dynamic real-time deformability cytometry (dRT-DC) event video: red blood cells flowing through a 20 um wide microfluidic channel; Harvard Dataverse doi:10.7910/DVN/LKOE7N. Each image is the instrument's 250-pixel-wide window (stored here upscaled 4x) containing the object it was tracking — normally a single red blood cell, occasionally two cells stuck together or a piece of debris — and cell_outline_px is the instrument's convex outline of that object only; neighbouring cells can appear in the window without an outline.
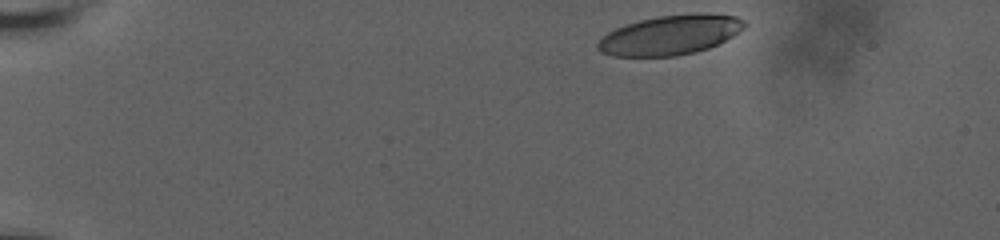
{"species": "human", "species_latin": "Homo sapiens", "temperature_condition": "room temperature", "stored_images_in_passage": 27, "camera_frame_rate_fps": 3000, "um_per_image_px": 0.085, "donor": {"sex": "male"}, "frame": {"image": 1, "passage_image": 1, "time_ms": 0.0, "image_size_px": [1000, 240], "cell_outline_px": [[748, 24], [744, 28], [732, 36], [708, 48], [696, 52], [676, 56], [612, 56], [600, 52], [596, 48], [596, 44], [608, 32], [616, 28], [640, 20], [660, 16], [736, 16], [744, 20]], "centroid_in_image_um": [56.9, 3.03], "position_along_channel_um": 28.1, "area_um2": 32.71}}
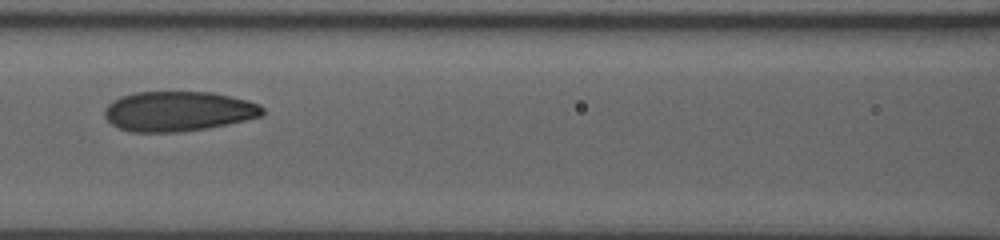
{"frame": {"image": 2, "passage_image": 15, "time_ms": 6.333, "image_size_px": [1000, 240], "cell_outline_px": [[264, 112], [260, 116], [228, 124], [208, 128], [180, 132], [132, 132], [120, 128], [112, 124], [104, 116], [104, 112], [108, 104], [120, 96], [136, 92], [212, 92], [248, 100], [260, 104], [264, 108]], "centroid_in_image_um": [15.16, 9.46], "position_along_channel_um": 151.4, "area_um2": 36.76}}
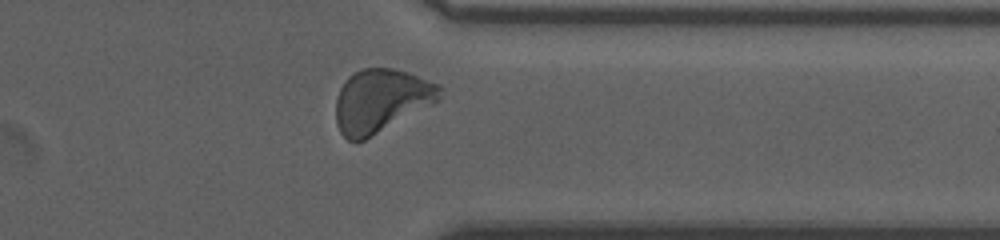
{"frame": {"image": 3, "passage_image": 26, "time_ms": 12.667, "image_size_px": [1000, 240], "cell_outline_px": [[444, 88], [440, 100], [364, 140], [348, 140], [340, 132], [336, 124], [336, 100], [340, 88], [344, 80], [348, 76], [360, 68], [396, 68], [440, 84]], "centroid_in_image_um": [32.4, 8.53], "position_along_channel_um": 379.0, "area_um2": 38.38}, "authors_computed_cell_mechanics": {"area_um2": 36.5874, "velocity_mm_per_s": 3.6103, "shape_relaxation_time_tau1_ms": 5.4435, "shape_relaxation_time_tau2_ms": 0.9956, "deformation_change_tau1": 0.159, "deformation_change_tau2": 0.0639}}